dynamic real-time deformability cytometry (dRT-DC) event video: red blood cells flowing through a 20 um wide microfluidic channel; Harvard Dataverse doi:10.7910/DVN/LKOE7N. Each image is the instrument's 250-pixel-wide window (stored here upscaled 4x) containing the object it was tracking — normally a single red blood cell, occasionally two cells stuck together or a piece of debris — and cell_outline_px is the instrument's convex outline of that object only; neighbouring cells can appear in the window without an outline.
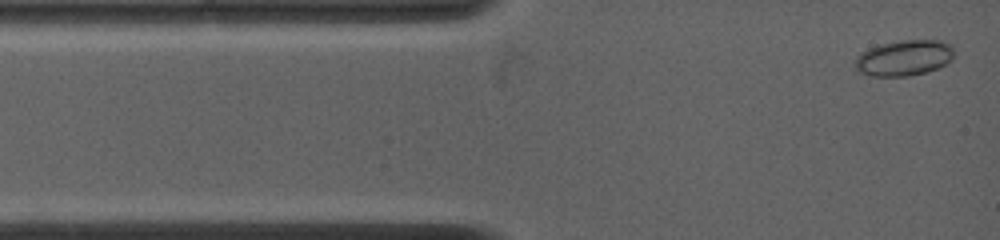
{"species": "common noctule bat (a hibernating species)", "species_latin": "Nyctalus noctula", "temperature_condition": "warm", "stored_images_in_passage": 16, "camera_frame_rate_fps": 4500, "um_per_image_px": 0.085, "animal": {"sex": "female", "body_mass_g": 19.0, "forearm_length_mm": 53.3}, "frame": {"image": 1, "passage_image": 2, "time_ms": 0.222, "image_size_px": [1000, 240], "cell_outline_px": [[952, 60], [928, 72], [908, 76], [872, 76], [860, 72], [852, 64], [856, 56], [860, 52], [880, 44], [904, 40], [944, 40], [952, 48]], "centroid_in_image_um": [76.8, 4.92], "position_along_channel_um": 8.2, "area_um2": 20.63}}
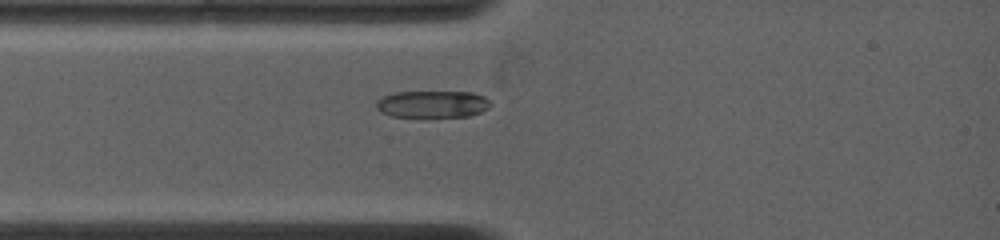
{"frame": {"image": 2, "passage_image": 13, "time_ms": 2.444, "image_size_px": [1000, 240], "cell_outline_px": [[492, 104], [488, 108], [480, 112], [468, 116], [424, 120], [420, 120], [392, 116], [380, 112], [376, 108], [376, 100], [384, 96], [396, 92], [472, 92], [484, 96]], "centroid_in_image_um": [36.72, 8.91], "position_along_channel_um": 48.3, "area_um2": 18.96}}